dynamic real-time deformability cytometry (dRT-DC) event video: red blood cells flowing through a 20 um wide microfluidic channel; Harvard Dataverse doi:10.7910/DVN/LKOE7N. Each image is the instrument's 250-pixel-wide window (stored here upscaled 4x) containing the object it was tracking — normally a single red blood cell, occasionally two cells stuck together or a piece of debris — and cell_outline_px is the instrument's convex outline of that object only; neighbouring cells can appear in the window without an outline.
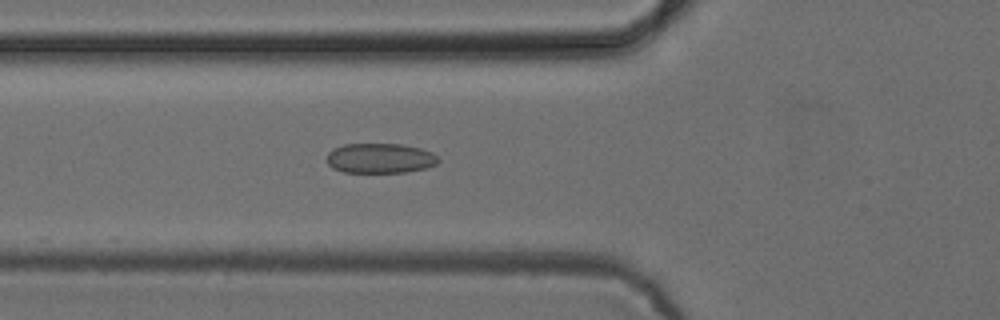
{"species": "common noctule bat (a hibernating species)", "species_latin": "Nyctalus noctula", "temperature_condition": "cold", "stored_images_in_passage": 45, "camera_frame_rate_fps": 3000, "um_per_image_px": 0.085, "animal": {"sex": "female", "body_mass_g": 24.6, "forearm_length_mm": 56.2}, "frame": {"image": 1, "passage_image": 12, "time_ms": 3.667, "image_size_px": [1000, 320], "cell_outline_px": [[440, 160], [436, 164], [424, 168], [404, 172], [344, 172], [332, 168], [328, 164], [328, 152], [332, 148], [344, 144], [400, 144], [420, 148], [432, 152]], "centroid_in_image_um": [32.28, 13.44], "position_along_channel_um": 93.5, "area_um2": 19.36}}
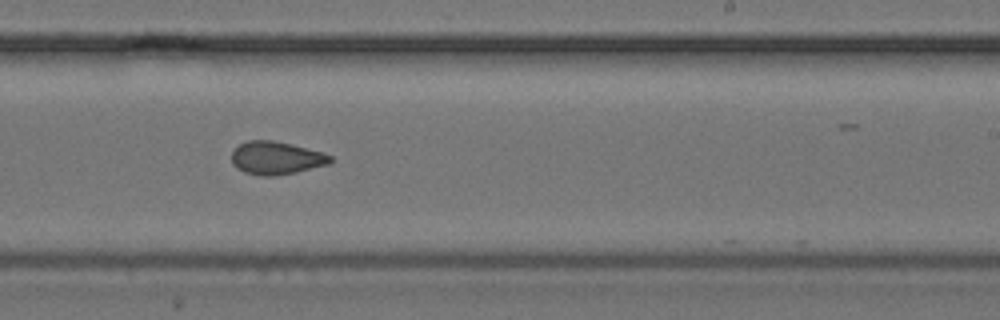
{"frame": {"image": 2, "passage_image": 25, "time_ms": 8.0, "image_size_px": [1000, 320], "cell_outline_px": [[332, 160], [328, 164], [296, 172], [272, 176], [260, 176], [244, 172], [236, 168], [232, 164], [232, 152], [240, 144], [248, 140], [272, 140], [292, 144], [320, 152], [332, 156]], "centroid_in_image_um": [23.44, 13.43], "position_along_channel_um": 265.6, "area_um2": 18.84}}
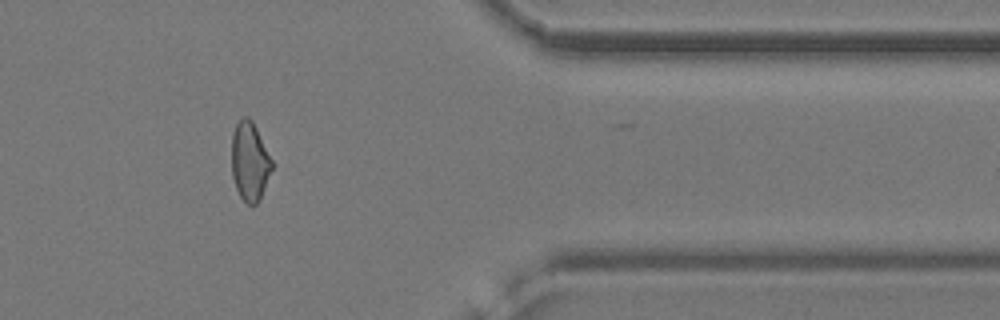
{"frame": {"image": 3, "passage_image": 36, "time_ms": 11.667, "image_size_px": [1000, 320], "cell_outline_px": [[272, 168], [260, 200], [256, 204], [248, 204], [240, 196], [236, 188], [232, 176], [232, 132], [236, 124], [244, 116], [248, 116], [252, 120], [272, 160]], "centroid_in_image_um": [21.22, 13.72], "position_along_channel_um": 390.2, "area_um2": 18.32}, "authors_computed_cell_mechanics": {"area_um2": 19.0162, "velocity_mm_per_s": 3.9622, "shape_relaxation_time_tau1_ms": null, "shape_relaxation_time_tau2_ms": 2.0352, "deformation_change_tau1": null, "deformation_change_tau2": 0.0661}}